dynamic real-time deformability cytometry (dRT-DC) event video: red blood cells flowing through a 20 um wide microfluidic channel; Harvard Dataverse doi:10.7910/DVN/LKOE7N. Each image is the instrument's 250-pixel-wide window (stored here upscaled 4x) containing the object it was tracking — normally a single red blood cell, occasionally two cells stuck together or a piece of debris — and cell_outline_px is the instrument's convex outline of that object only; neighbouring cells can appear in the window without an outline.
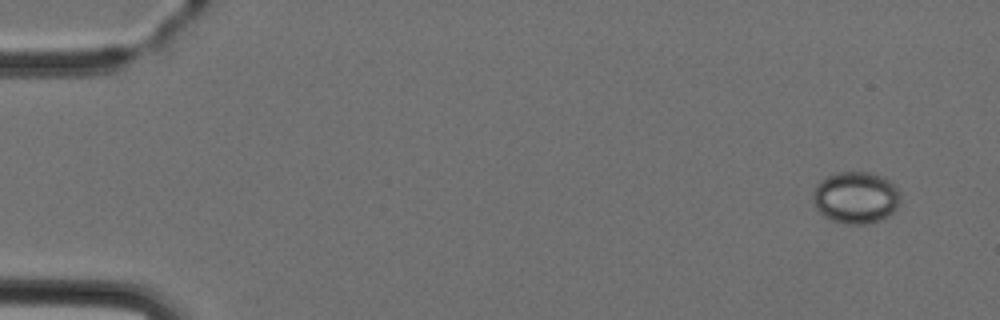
{"species": "Egyptian fruit bat (a non-hibernating species)", "species_latin": "Rousettus aegyptiacus", "temperature_condition": "cold", "stored_images_in_passage": 4, "camera_frame_rate_fps": 3000, "um_per_image_px": 0.085, "animal": {"sex": "female"}, "frame": {"image": 1, "passage_image": 1, "time_ms": 0.0, "image_size_px": [1000, 320], "cell_outline_px": [[900, 204], [892, 212], [880, 220], [864, 224], [844, 224], [832, 220], [824, 216], [816, 208], [812, 196], [816, 184], [820, 180], [828, 176], [840, 172], [872, 172], [888, 180], [900, 192]], "centroid_in_image_um": [72.73, 16.79], "position_along_channel_um": 12.3, "area_um2": 26.36}}
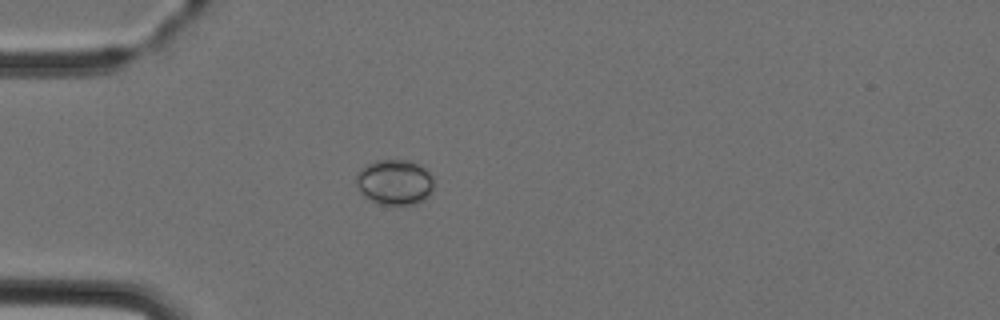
{"frame": {"image": 2, "passage_image": 4, "time_ms": 3.667, "image_size_px": [1000, 320], "cell_outline_px": [[432, 192], [424, 200], [416, 204], [380, 204], [368, 200], [360, 192], [356, 184], [356, 172], [360, 168], [376, 160], [408, 160], [420, 164], [432, 176]], "centroid_in_image_um": [33.52, 15.48], "position_along_channel_um": 51.5, "area_um2": 20.69}}